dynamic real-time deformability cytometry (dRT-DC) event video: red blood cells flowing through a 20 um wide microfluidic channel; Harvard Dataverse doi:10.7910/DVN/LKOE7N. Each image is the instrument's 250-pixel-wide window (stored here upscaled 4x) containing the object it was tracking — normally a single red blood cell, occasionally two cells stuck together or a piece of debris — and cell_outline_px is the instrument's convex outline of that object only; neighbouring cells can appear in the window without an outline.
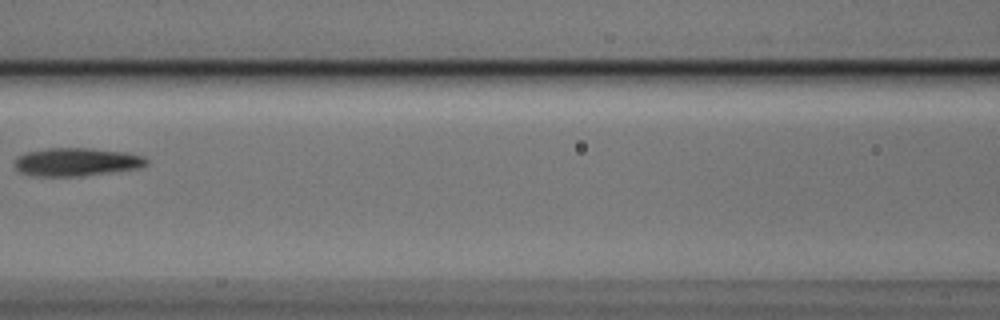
{"species": "Egyptian fruit bat (a non-hibernating species)", "species_latin": "Rousettus aegyptiacus", "temperature_condition": "cold", "stored_images_in_passage": 5, "camera_frame_rate_fps": 3000, "um_per_image_px": 0.085, "animal": {"sex": "male"}, "frame": {"image": 1, "passage_image": 4, "time_ms": 1.0, "image_size_px": [1000, 320], "cell_outline_px": [[148, 164], [140, 168], [80, 176], [32, 176], [20, 172], [12, 164], [16, 156], [28, 152], [48, 148], [92, 148], [128, 152], [144, 156], [148, 160]], "centroid_in_image_um": [6.5, 13.76], "position_along_channel_um": 160.1, "area_um2": 21.91}}
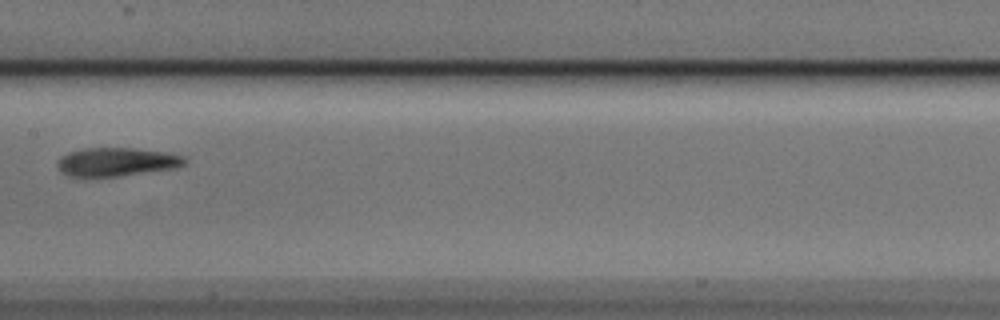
{"frame": {"image": 2, "passage_image": 5, "time_ms": 1.333, "image_size_px": [1000, 320], "cell_outline_px": [[188, 160], [184, 164], [176, 168], [120, 176], [68, 176], [56, 164], [60, 156], [68, 152], [84, 148], [132, 148], [164, 152], [184, 156]], "centroid_in_image_um": [9.93, 13.75], "position_along_channel_um": 197.5, "area_um2": 21.04}}